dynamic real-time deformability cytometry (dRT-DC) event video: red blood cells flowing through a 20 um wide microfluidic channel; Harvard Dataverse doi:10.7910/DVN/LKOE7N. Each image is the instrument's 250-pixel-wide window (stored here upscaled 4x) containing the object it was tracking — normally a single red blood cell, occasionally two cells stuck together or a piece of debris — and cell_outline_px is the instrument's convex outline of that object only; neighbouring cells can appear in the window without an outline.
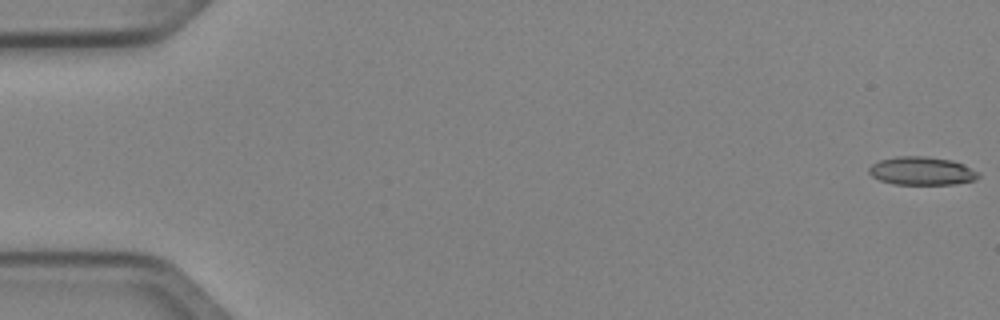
{"species": "Egyptian fruit bat (a non-hibernating species)", "species_latin": "Rousettus aegyptiacus", "temperature_condition": "cold", "stored_images_in_passage": 51, "camera_frame_rate_fps": 3000, "um_per_image_px": 0.085, "animal": {"sex": "female"}, "frame": {"image": 1, "passage_image": 1, "time_ms": 0.0, "image_size_px": [1000, 320], "cell_outline_px": [[980, 176], [976, 180], [952, 184], [892, 184], [880, 180], [872, 176], [868, 172], [868, 168], [872, 164], [880, 160], [896, 156], [928, 156], [952, 160], [964, 164], [980, 172]], "centroid_in_image_um": [78.37, 14.52], "position_along_channel_um": 6.6, "area_um2": 18.21}}
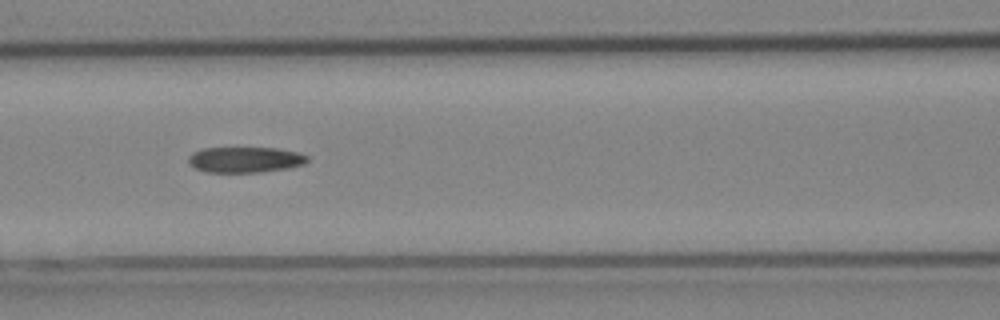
{"frame": {"image": 2, "passage_image": 23, "time_ms": 7.333, "image_size_px": [1000, 320], "cell_outline_px": [[308, 160], [304, 164], [288, 168], [260, 172], [204, 172], [188, 164], [188, 156], [192, 152], [204, 148], [280, 148], [300, 152], [308, 156]], "centroid_in_image_um": [20.84, 13.57], "position_along_channel_um": 145.8, "area_um2": 17.98}}
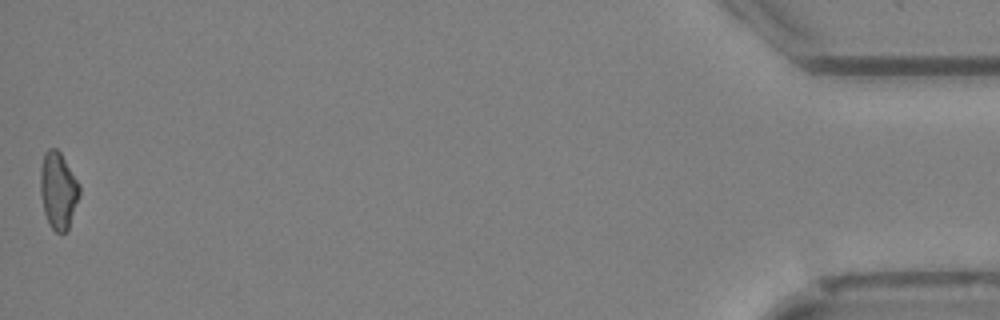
{"frame": {"image": 3, "passage_image": 51, "time_ms": 16.667, "image_size_px": [1000, 320], "cell_outline_px": [[80, 196], [68, 228], [64, 232], [56, 232], [48, 224], [44, 212], [40, 192], [40, 168], [44, 152], [48, 148], [56, 148], [60, 152], [80, 184]], "centroid_in_image_um": [4.94, 16.16], "position_along_channel_um": 430.3, "area_um2": 17.63}}